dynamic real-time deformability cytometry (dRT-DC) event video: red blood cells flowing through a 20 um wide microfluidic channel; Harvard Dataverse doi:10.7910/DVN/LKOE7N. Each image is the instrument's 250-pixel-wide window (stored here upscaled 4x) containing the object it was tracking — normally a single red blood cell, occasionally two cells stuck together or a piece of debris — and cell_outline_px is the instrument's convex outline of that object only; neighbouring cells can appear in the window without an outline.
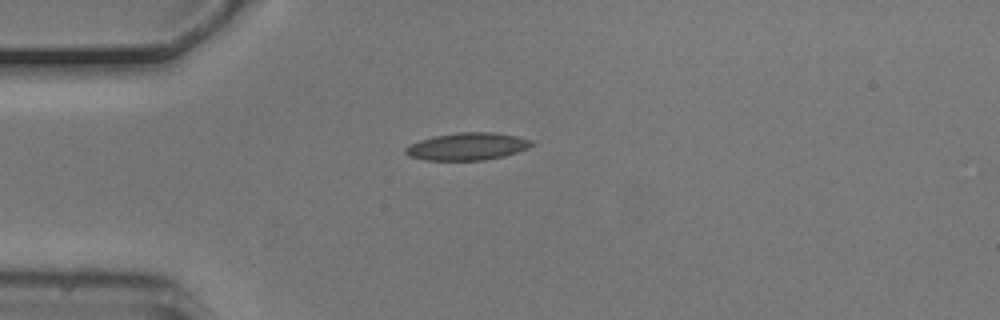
{"species": "common noctule bat (a hibernating species)", "species_latin": "Nyctalus noctula", "temperature_condition": "cold", "stored_images_in_passage": 2, "camera_frame_rate_fps": 3000, "um_per_image_px": 0.085, "animal": {"sex": "male", "body_mass_g": 20.5, "forearm_length_mm": 52.5}, "frame": {"image": 1, "passage_image": 1, "time_ms": 0.0, "image_size_px": [1000, 320], "cell_outline_px": [[536, 144], [528, 148], [504, 156], [484, 160], [424, 160], [408, 156], [404, 152], [404, 148], [420, 140], [432, 136], [456, 132], [492, 132], [516, 136], [532, 140]], "centroid_in_image_um": [39.72, 12.44], "position_along_channel_um": 45.3, "area_um2": 20.23}}
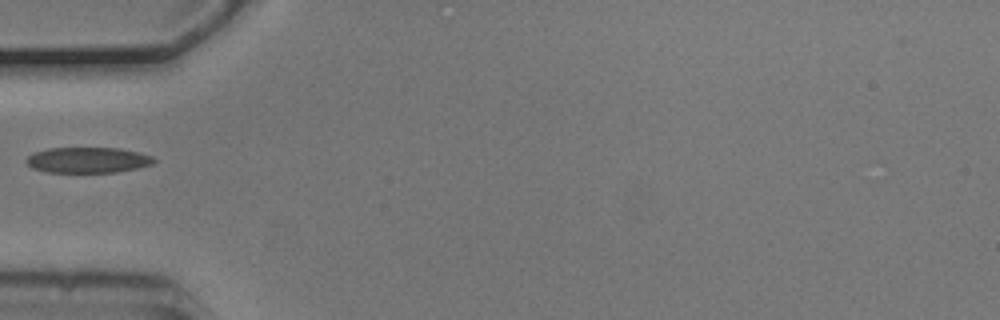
{"frame": {"image": 2, "passage_image": 2, "time_ms": 0.333, "image_size_px": [1000, 320], "cell_outline_px": [[156, 160], [152, 164], [136, 168], [116, 172], [48, 172], [32, 168], [24, 160], [32, 152], [48, 148], [120, 148], [152, 156]], "centroid_in_image_um": [7.42, 13.6], "position_along_channel_um": 77.6, "area_um2": 19.02}}